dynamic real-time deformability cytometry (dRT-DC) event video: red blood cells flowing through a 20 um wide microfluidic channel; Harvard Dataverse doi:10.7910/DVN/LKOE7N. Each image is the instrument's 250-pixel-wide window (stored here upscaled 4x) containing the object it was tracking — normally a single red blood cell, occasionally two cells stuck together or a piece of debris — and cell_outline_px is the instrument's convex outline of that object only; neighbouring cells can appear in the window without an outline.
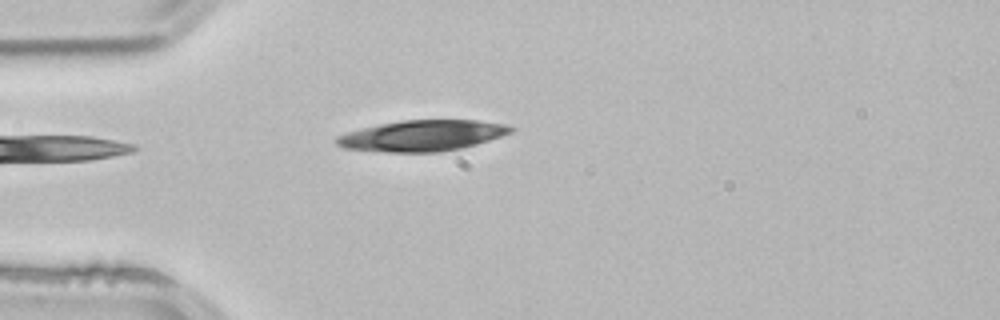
{"species": "common noctule bat (a hibernating species)", "species_latin": "Nyctalus noctula", "temperature_condition": "room temperature", "stored_images_in_passage": 1, "camera_frame_rate_fps": 3000, "um_per_image_px": 0.085, "animal": {"sex": "male", "body_mass_g": 21.5, "forearm_length_mm": 52.0}, "frame": {"image": 1, "passage_image": 1, "time_ms": 0.0, "image_size_px": [1000, 320], "cell_outline_px": [[516, 128], [512, 132], [476, 144], [460, 148], [436, 152], [388, 152], [344, 148], [336, 144], [336, 136], [348, 132], [380, 124], [400, 120], [476, 120], [504, 124]], "centroid_in_image_um": [35.89, 11.52], "position_along_channel_um": 49.1, "area_um2": 31.04}}